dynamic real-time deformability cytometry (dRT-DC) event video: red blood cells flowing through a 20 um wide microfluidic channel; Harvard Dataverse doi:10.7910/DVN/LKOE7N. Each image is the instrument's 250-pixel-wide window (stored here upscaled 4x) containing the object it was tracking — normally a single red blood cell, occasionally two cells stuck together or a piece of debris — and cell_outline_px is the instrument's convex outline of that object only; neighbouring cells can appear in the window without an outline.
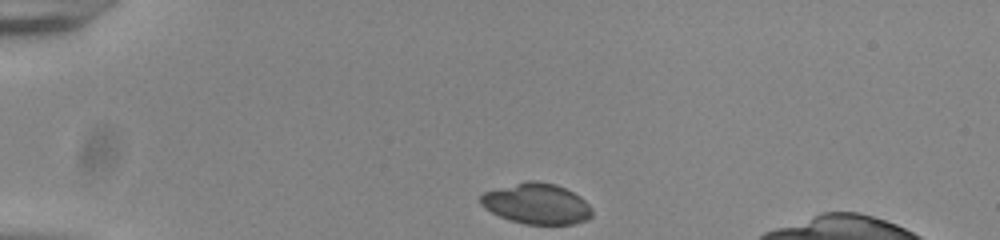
{"species": "common noctule bat (a hibernating species)", "species_latin": "Nyctalus noctula", "temperature_condition": "room temperature", "stored_images_in_passage": 35, "camera_frame_rate_fps": 3000, "um_per_image_px": 0.085, "animal": {"sex": "male", "body_mass_g": 20.0, "forearm_length_mm": 53.3}, "frame": {"image": 1, "passage_image": 1, "time_ms": 0.0, "image_size_px": [1000, 240], "cell_outline_px": [[592, 216], [588, 220], [576, 224], [524, 224], [500, 216], [484, 208], [480, 204], [480, 196], [484, 192], [528, 180], [536, 180], [556, 184], [580, 196], [592, 208]], "centroid_in_image_um": [45.64, 17.32], "position_along_channel_um": 39.4, "area_um2": 26.41}}
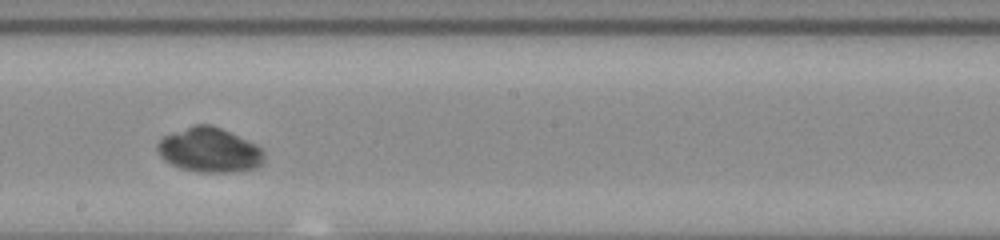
{"frame": {"image": 2, "passage_image": 20, "time_ms": 6.333, "image_size_px": [1000, 240], "cell_outline_px": [[264, 164], [256, 168], [232, 172], [200, 172], [180, 168], [164, 160], [156, 152], [156, 144], [164, 136], [192, 124], [212, 124], [256, 144], [264, 148]], "centroid_in_image_um": [17.81, 12.75], "position_along_channel_um": 230.4, "area_um2": 28.03}}
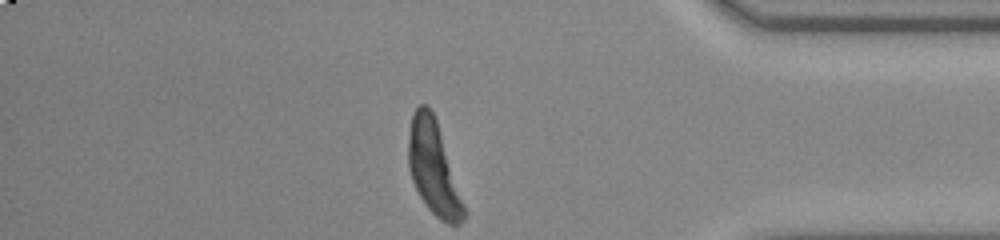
{"frame": {"image": 3, "passage_image": 35, "time_ms": 11.333, "image_size_px": [1000, 240], "cell_outline_px": [[468, 212], [464, 220], [460, 224], [448, 224], [440, 220], [428, 208], [420, 196], [412, 180], [408, 168], [408, 140], [412, 112], [420, 104], [428, 104], [436, 120]], "centroid_in_image_um": [36.86, 14.31], "position_along_channel_um": 398.3, "area_um2": 30.29}, "authors_computed_cell_mechanics": {"area_um2": 28.033, "velocity_mm_per_s": 3.8225, "shape_relaxation_time_tau1_ms": 2.357, "shape_relaxation_time_tau2_ms": null, "deformation_change_tau1": 0.143, "deformation_change_tau2": null}}